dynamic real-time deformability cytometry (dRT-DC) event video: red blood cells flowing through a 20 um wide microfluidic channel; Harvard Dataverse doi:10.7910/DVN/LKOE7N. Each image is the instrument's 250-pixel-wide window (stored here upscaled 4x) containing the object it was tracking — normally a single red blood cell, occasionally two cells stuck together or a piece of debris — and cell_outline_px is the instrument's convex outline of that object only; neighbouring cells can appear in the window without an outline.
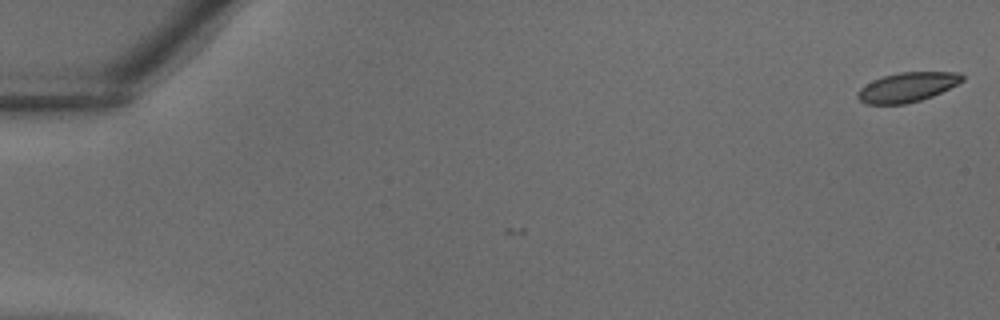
{"species": "common noctule bat (a hibernating species)", "species_latin": "Nyctalus noctula", "temperature_condition": "warm", "stored_images_in_passage": 4, "camera_frame_rate_fps": 3000, "um_per_image_px": 0.085, "animal": {"sex": "male", "body_mass_g": 18.8}, "frame": {"image": 1, "passage_image": 1, "time_ms": 0.0, "image_size_px": [1000, 320], "cell_outline_px": [[964, 80], [932, 96], [920, 100], [904, 104], [864, 104], [856, 96], [856, 92], [860, 88], [872, 80], [884, 76], [900, 72], [960, 72], [964, 76]], "centroid_in_image_um": [77.08, 7.41], "position_along_channel_um": 7.9, "area_um2": 17.92}}